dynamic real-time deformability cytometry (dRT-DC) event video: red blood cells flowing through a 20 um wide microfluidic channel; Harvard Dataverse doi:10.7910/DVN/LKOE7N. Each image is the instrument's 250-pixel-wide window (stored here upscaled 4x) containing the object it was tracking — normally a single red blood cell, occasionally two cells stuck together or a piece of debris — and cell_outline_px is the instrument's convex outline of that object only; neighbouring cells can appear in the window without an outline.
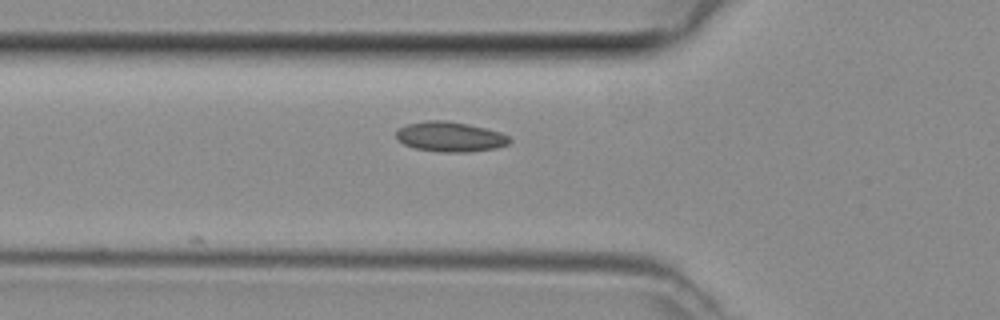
{"species": "common noctule bat (a hibernating species)", "species_latin": "Nyctalus noctula", "temperature_condition": "room temperature", "stored_images_in_passage": 3, "camera_frame_rate_fps": 3000, "um_per_image_px": 0.085, "animal": {"sex": "female", "body_mass_g": 29.2, "forearm_length_mm": 56.3}, "frame": {"image": 1, "passage_image": 3, "time_ms": 0.667, "image_size_px": [1000, 320], "cell_outline_px": [[512, 140], [508, 144], [496, 148], [464, 152], [440, 152], [416, 148], [404, 144], [396, 140], [396, 128], [408, 124], [428, 120], [444, 120], [468, 124], [500, 132], [508, 136]], "centroid_in_image_um": [38.23, 11.62], "position_along_channel_um": 87.6, "area_um2": 19.77}}